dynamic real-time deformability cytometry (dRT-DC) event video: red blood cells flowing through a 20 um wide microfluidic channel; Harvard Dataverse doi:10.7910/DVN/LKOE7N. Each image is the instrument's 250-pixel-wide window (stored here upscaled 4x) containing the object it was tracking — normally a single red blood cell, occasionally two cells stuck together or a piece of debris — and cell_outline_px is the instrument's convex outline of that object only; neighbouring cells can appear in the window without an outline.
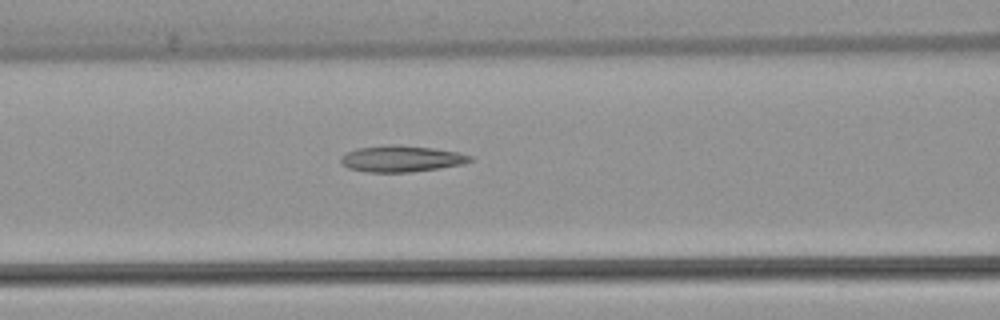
{"species": "common noctule bat (a hibernating species)", "species_latin": "Nyctalus noctula", "temperature_condition": "warm", "stored_images_in_passage": 5, "segment_of_instrument_passage": [1, 2], "camera_frame_rate_fps": 3000, "um_per_image_px": 0.085, "animal": {"sex": "female", "body_mass_g": 22.7, "forearm_length_mm": 54.2}, "frame": {"image": 1, "passage_image": 4, "time_ms": 4.333, "image_size_px": [1000, 320], "cell_outline_px": [[472, 160], [460, 164], [412, 172], [368, 172], [348, 168], [340, 160], [340, 156], [344, 152], [356, 148], [388, 144], [392, 144], [432, 148], [456, 152], [472, 156]], "centroid_in_image_um": [34.03, 13.48], "position_along_channel_um": 132.6, "area_um2": 19.65}}